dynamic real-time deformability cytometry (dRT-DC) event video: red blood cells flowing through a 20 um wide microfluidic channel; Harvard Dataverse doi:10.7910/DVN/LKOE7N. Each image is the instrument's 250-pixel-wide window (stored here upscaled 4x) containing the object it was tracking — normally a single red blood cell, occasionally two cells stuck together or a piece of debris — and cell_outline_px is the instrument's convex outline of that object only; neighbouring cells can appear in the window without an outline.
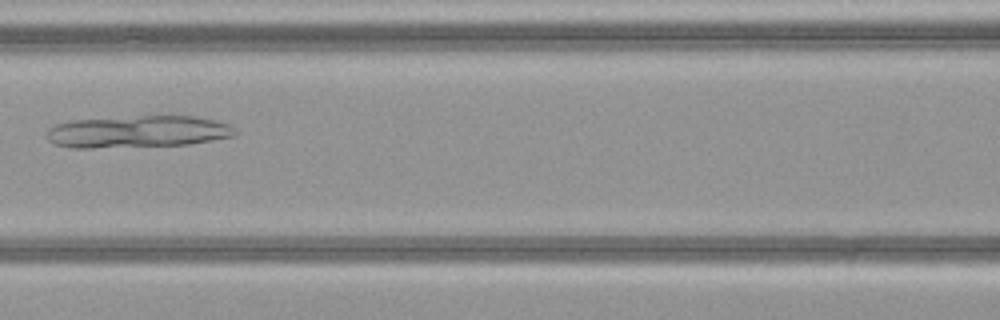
{"species": "common noctule bat (a hibernating species)", "species_latin": "Nyctalus noctula", "temperature_condition": "warm", "stored_images_in_passage": 33, "camera_frame_rate_fps": 3000, "um_per_image_px": 0.085, "animal": {"sex": "female", "body_mass_g": 21.9}, "frame": {"image": 1, "passage_image": 12, "time_ms": 3.667, "image_size_px": [1000, 320], "cell_outline_px": [[236, 136], [188, 144], [92, 148], [72, 148], [56, 144], [48, 140], [48, 128], [56, 124], [72, 120], [140, 116], [192, 116], [216, 120], [232, 124], [236, 128]], "centroid_in_image_um": [11.76, 11.19], "position_along_channel_um": 154.8, "area_um2": 35.14}}
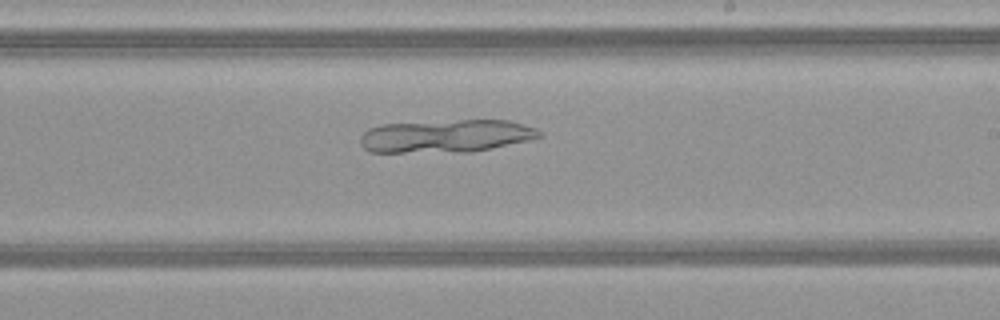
{"frame": {"image": 2, "passage_image": 19, "time_ms": 6.0, "image_size_px": [1000, 320], "cell_outline_px": [[544, 136], [528, 140], [492, 148], [472, 152], [368, 152], [360, 144], [360, 136], [368, 128], [380, 124], [460, 120], [508, 120], [536, 128]], "centroid_in_image_um": [37.88, 11.56], "position_along_channel_um": 251.1, "area_um2": 34.45}}
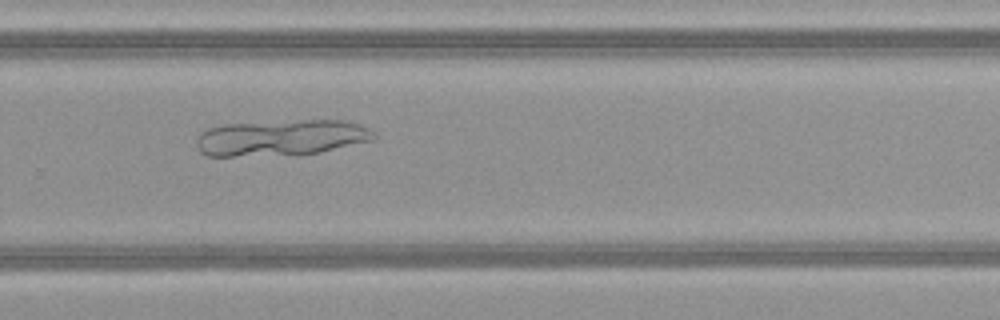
{"frame": {"image": 3, "passage_image": 23, "time_ms": 7.333, "image_size_px": [1000, 320], "cell_outline_px": [[376, 136], [372, 140], [320, 152], [300, 156], [208, 156], [200, 152], [196, 148], [196, 140], [200, 132], [208, 128], [224, 124], [304, 120], [344, 120], [360, 124], [376, 132]], "centroid_in_image_um": [23.89, 11.72], "position_along_channel_um": 305.9, "area_um2": 37.92}}